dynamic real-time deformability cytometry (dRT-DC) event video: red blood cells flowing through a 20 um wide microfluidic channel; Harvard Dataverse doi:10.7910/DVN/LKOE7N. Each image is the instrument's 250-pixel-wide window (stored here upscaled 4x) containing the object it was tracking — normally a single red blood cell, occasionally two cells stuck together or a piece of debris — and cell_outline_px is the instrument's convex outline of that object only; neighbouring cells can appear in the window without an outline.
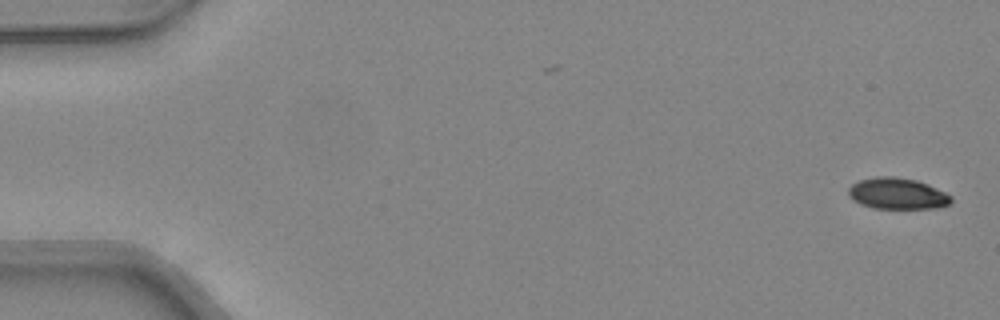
{"species": "common noctule bat (a hibernating species)", "species_latin": "Nyctalus noctula", "temperature_condition": "warm", "stored_images_in_passage": 14, "camera_frame_rate_fps": 3000, "um_per_image_px": 0.085, "animal": {"sex": "female", "body_mass_g": 24.6, "forearm_length_mm": 56.2}, "frame": {"image": 1, "passage_image": 1, "time_ms": 0.0, "image_size_px": [1000, 320], "cell_outline_px": [[952, 200], [948, 204], [936, 208], [872, 208], [860, 204], [852, 200], [848, 196], [848, 188], [852, 184], [860, 180], [876, 176], [892, 176], [916, 180], [928, 184], [952, 196]], "centroid_in_image_um": [76.24, 16.45], "position_along_channel_um": 8.8, "area_um2": 18.73}}
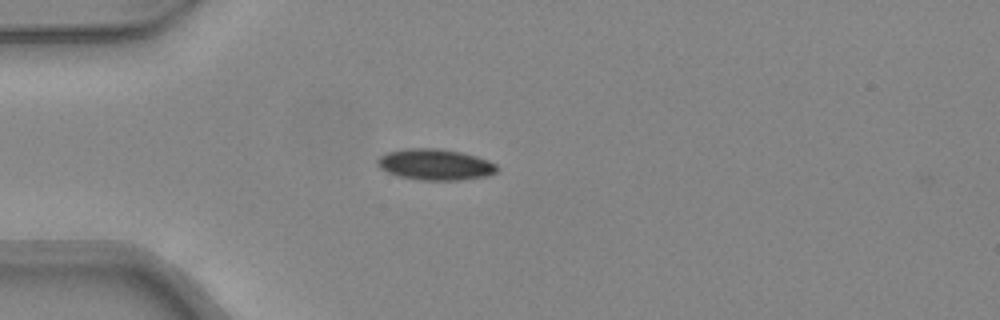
{"frame": {"image": 2, "passage_image": 13, "time_ms": 4.0, "image_size_px": [1000, 320], "cell_outline_px": [[496, 172], [488, 176], [460, 180], [420, 180], [400, 176], [388, 172], [380, 168], [376, 164], [376, 160], [384, 152], [408, 148], [440, 148], [460, 152], [476, 156], [488, 160], [496, 164]], "centroid_in_image_um": [36.96, 13.98], "position_along_channel_um": 48.0, "area_um2": 21.73}}